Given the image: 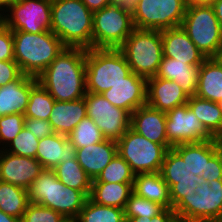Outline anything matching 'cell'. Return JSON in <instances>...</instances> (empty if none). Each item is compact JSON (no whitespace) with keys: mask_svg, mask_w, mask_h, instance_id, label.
I'll list each match as a JSON object with an SVG mask.
<instances>
[{"mask_svg":"<svg viewBox=\"0 0 222 222\" xmlns=\"http://www.w3.org/2000/svg\"><path fill=\"white\" fill-rule=\"evenodd\" d=\"M37 79L55 101L84 98L86 49L65 47Z\"/></svg>","mask_w":222,"mask_h":222,"instance_id":"1","label":"cell"},{"mask_svg":"<svg viewBox=\"0 0 222 222\" xmlns=\"http://www.w3.org/2000/svg\"><path fill=\"white\" fill-rule=\"evenodd\" d=\"M93 12L81 0L51 1V31L65 47L92 48Z\"/></svg>","mask_w":222,"mask_h":222,"instance_id":"2","label":"cell"},{"mask_svg":"<svg viewBox=\"0 0 222 222\" xmlns=\"http://www.w3.org/2000/svg\"><path fill=\"white\" fill-rule=\"evenodd\" d=\"M29 202L51 208L74 222L89 198L64 185L50 169H44L27 189Z\"/></svg>","mask_w":222,"mask_h":222,"instance_id":"3","label":"cell"},{"mask_svg":"<svg viewBox=\"0 0 222 222\" xmlns=\"http://www.w3.org/2000/svg\"><path fill=\"white\" fill-rule=\"evenodd\" d=\"M14 60L22 74L38 77L65 48L51 31L37 34L12 31Z\"/></svg>","mask_w":222,"mask_h":222,"instance_id":"4","label":"cell"},{"mask_svg":"<svg viewBox=\"0 0 222 222\" xmlns=\"http://www.w3.org/2000/svg\"><path fill=\"white\" fill-rule=\"evenodd\" d=\"M131 73L119 49L91 48L86 50V91L101 94Z\"/></svg>","mask_w":222,"mask_h":222,"instance_id":"5","label":"cell"},{"mask_svg":"<svg viewBox=\"0 0 222 222\" xmlns=\"http://www.w3.org/2000/svg\"><path fill=\"white\" fill-rule=\"evenodd\" d=\"M118 49L131 72L146 79L156 76L163 58L161 30L135 28Z\"/></svg>","mask_w":222,"mask_h":222,"instance_id":"6","label":"cell"},{"mask_svg":"<svg viewBox=\"0 0 222 222\" xmlns=\"http://www.w3.org/2000/svg\"><path fill=\"white\" fill-rule=\"evenodd\" d=\"M181 27L206 58L222 49V29L211 5L187 6Z\"/></svg>","mask_w":222,"mask_h":222,"instance_id":"7","label":"cell"},{"mask_svg":"<svg viewBox=\"0 0 222 222\" xmlns=\"http://www.w3.org/2000/svg\"><path fill=\"white\" fill-rule=\"evenodd\" d=\"M195 194L184 197L174 208L178 219L188 222H222V180L203 183Z\"/></svg>","mask_w":222,"mask_h":222,"instance_id":"8","label":"cell"},{"mask_svg":"<svg viewBox=\"0 0 222 222\" xmlns=\"http://www.w3.org/2000/svg\"><path fill=\"white\" fill-rule=\"evenodd\" d=\"M134 29L131 14L108 4L93 12L92 48L118 49Z\"/></svg>","mask_w":222,"mask_h":222,"instance_id":"9","label":"cell"},{"mask_svg":"<svg viewBox=\"0 0 222 222\" xmlns=\"http://www.w3.org/2000/svg\"><path fill=\"white\" fill-rule=\"evenodd\" d=\"M118 154L135 174L160 172L167 149L129 128L117 141Z\"/></svg>","mask_w":222,"mask_h":222,"instance_id":"10","label":"cell"},{"mask_svg":"<svg viewBox=\"0 0 222 222\" xmlns=\"http://www.w3.org/2000/svg\"><path fill=\"white\" fill-rule=\"evenodd\" d=\"M52 0H16L0 15L12 31L37 34L51 30ZM4 15V16H3Z\"/></svg>","mask_w":222,"mask_h":222,"instance_id":"11","label":"cell"},{"mask_svg":"<svg viewBox=\"0 0 222 222\" xmlns=\"http://www.w3.org/2000/svg\"><path fill=\"white\" fill-rule=\"evenodd\" d=\"M184 0H140L132 15L136 29L163 30L181 26Z\"/></svg>","mask_w":222,"mask_h":222,"instance_id":"12","label":"cell"},{"mask_svg":"<svg viewBox=\"0 0 222 222\" xmlns=\"http://www.w3.org/2000/svg\"><path fill=\"white\" fill-rule=\"evenodd\" d=\"M84 99L87 116L105 139L118 141L130 128L131 114L111 104L102 94L86 92Z\"/></svg>","mask_w":222,"mask_h":222,"instance_id":"13","label":"cell"},{"mask_svg":"<svg viewBox=\"0 0 222 222\" xmlns=\"http://www.w3.org/2000/svg\"><path fill=\"white\" fill-rule=\"evenodd\" d=\"M160 174L170 190L172 209L184 198L194 195L195 189L205 181L194 175L187 162L171 148L168 149L162 163Z\"/></svg>","mask_w":222,"mask_h":222,"instance_id":"14","label":"cell"},{"mask_svg":"<svg viewBox=\"0 0 222 222\" xmlns=\"http://www.w3.org/2000/svg\"><path fill=\"white\" fill-rule=\"evenodd\" d=\"M166 137L172 147L178 144L215 139L187 103L166 112Z\"/></svg>","mask_w":222,"mask_h":222,"instance_id":"15","label":"cell"},{"mask_svg":"<svg viewBox=\"0 0 222 222\" xmlns=\"http://www.w3.org/2000/svg\"><path fill=\"white\" fill-rule=\"evenodd\" d=\"M41 163L32 157L0 150V180L28 189L43 171Z\"/></svg>","mask_w":222,"mask_h":222,"instance_id":"16","label":"cell"},{"mask_svg":"<svg viewBox=\"0 0 222 222\" xmlns=\"http://www.w3.org/2000/svg\"><path fill=\"white\" fill-rule=\"evenodd\" d=\"M111 104L132 114L146 105L147 79L131 72L123 81L101 93Z\"/></svg>","mask_w":222,"mask_h":222,"instance_id":"17","label":"cell"},{"mask_svg":"<svg viewBox=\"0 0 222 222\" xmlns=\"http://www.w3.org/2000/svg\"><path fill=\"white\" fill-rule=\"evenodd\" d=\"M161 37L163 57L195 66H200L207 59L181 26L161 30Z\"/></svg>","mask_w":222,"mask_h":222,"instance_id":"18","label":"cell"},{"mask_svg":"<svg viewBox=\"0 0 222 222\" xmlns=\"http://www.w3.org/2000/svg\"><path fill=\"white\" fill-rule=\"evenodd\" d=\"M130 128L151 142L162 144L167 150L172 146L166 137V112L141 106L131 114Z\"/></svg>","mask_w":222,"mask_h":222,"instance_id":"19","label":"cell"},{"mask_svg":"<svg viewBox=\"0 0 222 222\" xmlns=\"http://www.w3.org/2000/svg\"><path fill=\"white\" fill-rule=\"evenodd\" d=\"M189 96L174 81L156 76L147 78V102L154 109L168 112L188 102Z\"/></svg>","mask_w":222,"mask_h":222,"instance_id":"20","label":"cell"},{"mask_svg":"<svg viewBox=\"0 0 222 222\" xmlns=\"http://www.w3.org/2000/svg\"><path fill=\"white\" fill-rule=\"evenodd\" d=\"M38 83L36 77L22 74L17 80L0 86V117L25 114L31 89Z\"/></svg>","mask_w":222,"mask_h":222,"instance_id":"21","label":"cell"},{"mask_svg":"<svg viewBox=\"0 0 222 222\" xmlns=\"http://www.w3.org/2000/svg\"><path fill=\"white\" fill-rule=\"evenodd\" d=\"M117 154V141L104 139L99 143L76 148L75 158L88 176L95 180Z\"/></svg>","mask_w":222,"mask_h":222,"instance_id":"22","label":"cell"},{"mask_svg":"<svg viewBox=\"0 0 222 222\" xmlns=\"http://www.w3.org/2000/svg\"><path fill=\"white\" fill-rule=\"evenodd\" d=\"M76 147L66 135L54 133L39 139L36 159L43 169H54L60 162L75 159Z\"/></svg>","mask_w":222,"mask_h":222,"instance_id":"23","label":"cell"},{"mask_svg":"<svg viewBox=\"0 0 222 222\" xmlns=\"http://www.w3.org/2000/svg\"><path fill=\"white\" fill-rule=\"evenodd\" d=\"M199 67L163 57L156 77L176 82L189 97H192L198 88Z\"/></svg>","mask_w":222,"mask_h":222,"instance_id":"24","label":"cell"},{"mask_svg":"<svg viewBox=\"0 0 222 222\" xmlns=\"http://www.w3.org/2000/svg\"><path fill=\"white\" fill-rule=\"evenodd\" d=\"M86 116L84 98L66 102L55 101L48 121L55 133L68 136Z\"/></svg>","mask_w":222,"mask_h":222,"instance_id":"25","label":"cell"},{"mask_svg":"<svg viewBox=\"0 0 222 222\" xmlns=\"http://www.w3.org/2000/svg\"><path fill=\"white\" fill-rule=\"evenodd\" d=\"M222 147V140L213 139L201 142L178 144L172 149L187 162L194 175L205 173L208 160Z\"/></svg>","mask_w":222,"mask_h":222,"instance_id":"26","label":"cell"},{"mask_svg":"<svg viewBox=\"0 0 222 222\" xmlns=\"http://www.w3.org/2000/svg\"><path fill=\"white\" fill-rule=\"evenodd\" d=\"M132 189L140 197L172 208L170 190L160 172L135 174Z\"/></svg>","mask_w":222,"mask_h":222,"instance_id":"27","label":"cell"},{"mask_svg":"<svg viewBox=\"0 0 222 222\" xmlns=\"http://www.w3.org/2000/svg\"><path fill=\"white\" fill-rule=\"evenodd\" d=\"M196 96L218 103L222 100V65L207 58L199 67Z\"/></svg>","mask_w":222,"mask_h":222,"instance_id":"28","label":"cell"},{"mask_svg":"<svg viewBox=\"0 0 222 222\" xmlns=\"http://www.w3.org/2000/svg\"><path fill=\"white\" fill-rule=\"evenodd\" d=\"M133 183L92 182L89 199L96 204L125 208Z\"/></svg>","mask_w":222,"mask_h":222,"instance_id":"29","label":"cell"},{"mask_svg":"<svg viewBox=\"0 0 222 222\" xmlns=\"http://www.w3.org/2000/svg\"><path fill=\"white\" fill-rule=\"evenodd\" d=\"M187 105L205 129L214 138L222 140V110L219 104L194 95L189 97Z\"/></svg>","mask_w":222,"mask_h":222,"instance_id":"30","label":"cell"},{"mask_svg":"<svg viewBox=\"0 0 222 222\" xmlns=\"http://www.w3.org/2000/svg\"><path fill=\"white\" fill-rule=\"evenodd\" d=\"M56 177L66 186L90 195L92 179L75 159L60 162L54 169Z\"/></svg>","mask_w":222,"mask_h":222,"instance_id":"31","label":"cell"},{"mask_svg":"<svg viewBox=\"0 0 222 222\" xmlns=\"http://www.w3.org/2000/svg\"><path fill=\"white\" fill-rule=\"evenodd\" d=\"M26 189L0 180V210L21 219L29 204Z\"/></svg>","mask_w":222,"mask_h":222,"instance_id":"32","label":"cell"},{"mask_svg":"<svg viewBox=\"0 0 222 222\" xmlns=\"http://www.w3.org/2000/svg\"><path fill=\"white\" fill-rule=\"evenodd\" d=\"M74 222H126L124 209L103 206L87 199L85 205L80 211Z\"/></svg>","mask_w":222,"mask_h":222,"instance_id":"33","label":"cell"},{"mask_svg":"<svg viewBox=\"0 0 222 222\" xmlns=\"http://www.w3.org/2000/svg\"><path fill=\"white\" fill-rule=\"evenodd\" d=\"M54 98L38 82L32 89L29 97L25 118L49 120L54 106Z\"/></svg>","mask_w":222,"mask_h":222,"instance_id":"34","label":"cell"},{"mask_svg":"<svg viewBox=\"0 0 222 222\" xmlns=\"http://www.w3.org/2000/svg\"><path fill=\"white\" fill-rule=\"evenodd\" d=\"M135 173L129 164L117 154L92 182L133 183Z\"/></svg>","mask_w":222,"mask_h":222,"instance_id":"35","label":"cell"},{"mask_svg":"<svg viewBox=\"0 0 222 222\" xmlns=\"http://www.w3.org/2000/svg\"><path fill=\"white\" fill-rule=\"evenodd\" d=\"M67 137L76 148L99 143L105 139L98 126L88 116L83 118Z\"/></svg>","mask_w":222,"mask_h":222,"instance_id":"36","label":"cell"},{"mask_svg":"<svg viewBox=\"0 0 222 222\" xmlns=\"http://www.w3.org/2000/svg\"><path fill=\"white\" fill-rule=\"evenodd\" d=\"M164 209L159 203L140 197L132 192L124 208L125 221L133 217L152 218L160 214Z\"/></svg>","mask_w":222,"mask_h":222,"instance_id":"37","label":"cell"},{"mask_svg":"<svg viewBox=\"0 0 222 222\" xmlns=\"http://www.w3.org/2000/svg\"><path fill=\"white\" fill-rule=\"evenodd\" d=\"M38 143L39 139L24 126L4 150L19 156L36 158Z\"/></svg>","mask_w":222,"mask_h":222,"instance_id":"38","label":"cell"},{"mask_svg":"<svg viewBox=\"0 0 222 222\" xmlns=\"http://www.w3.org/2000/svg\"><path fill=\"white\" fill-rule=\"evenodd\" d=\"M20 222H70L57 211L35 203H29Z\"/></svg>","mask_w":222,"mask_h":222,"instance_id":"39","label":"cell"},{"mask_svg":"<svg viewBox=\"0 0 222 222\" xmlns=\"http://www.w3.org/2000/svg\"><path fill=\"white\" fill-rule=\"evenodd\" d=\"M24 126V114H8L0 117V143H2V149L6 148V145L19 134Z\"/></svg>","mask_w":222,"mask_h":222,"instance_id":"40","label":"cell"},{"mask_svg":"<svg viewBox=\"0 0 222 222\" xmlns=\"http://www.w3.org/2000/svg\"><path fill=\"white\" fill-rule=\"evenodd\" d=\"M0 60H14V41L12 30L0 20Z\"/></svg>","mask_w":222,"mask_h":222,"instance_id":"41","label":"cell"},{"mask_svg":"<svg viewBox=\"0 0 222 222\" xmlns=\"http://www.w3.org/2000/svg\"><path fill=\"white\" fill-rule=\"evenodd\" d=\"M201 177L208 182L222 180V147L208 160L205 173Z\"/></svg>","mask_w":222,"mask_h":222,"instance_id":"42","label":"cell"},{"mask_svg":"<svg viewBox=\"0 0 222 222\" xmlns=\"http://www.w3.org/2000/svg\"><path fill=\"white\" fill-rule=\"evenodd\" d=\"M25 127L38 139H42L55 133L48 120L25 118Z\"/></svg>","mask_w":222,"mask_h":222,"instance_id":"43","label":"cell"},{"mask_svg":"<svg viewBox=\"0 0 222 222\" xmlns=\"http://www.w3.org/2000/svg\"><path fill=\"white\" fill-rule=\"evenodd\" d=\"M22 72L15 60H0V86L17 80Z\"/></svg>","mask_w":222,"mask_h":222,"instance_id":"44","label":"cell"},{"mask_svg":"<svg viewBox=\"0 0 222 222\" xmlns=\"http://www.w3.org/2000/svg\"><path fill=\"white\" fill-rule=\"evenodd\" d=\"M177 219L178 217L172 208H165L160 214L152 218L133 217L126 222H175Z\"/></svg>","mask_w":222,"mask_h":222,"instance_id":"45","label":"cell"},{"mask_svg":"<svg viewBox=\"0 0 222 222\" xmlns=\"http://www.w3.org/2000/svg\"><path fill=\"white\" fill-rule=\"evenodd\" d=\"M84 5L92 12L101 10L109 4V0H81Z\"/></svg>","mask_w":222,"mask_h":222,"instance_id":"46","label":"cell"},{"mask_svg":"<svg viewBox=\"0 0 222 222\" xmlns=\"http://www.w3.org/2000/svg\"><path fill=\"white\" fill-rule=\"evenodd\" d=\"M139 1L140 0H125V2L122 3L119 8L122 11L128 12L129 14L133 15L136 11Z\"/></svg>","mask_w":222,"mask_h":222,"instance_id":"47","label":"cell"},{"mask_svg":"<svg viewBox=\"0 0 222 222\" xmlns=\"http://www.w3.org/2000/svg\"><path fill=\"white\" fill-rule=\"evenodd\" d=\"M211 6L222 29V0H215Z\"/></svg>","mask_w":222,"mask_h":222,"instance_id":"48","label":"cell"},{"mask_svg":"<svg viewBox=\"0 0 222 222\" xmlns=\"http://www.w3.org/2000/svg\"><path fill=\"white\" fill-rule=\"evenodd\" d=\"M215 0H184L186 6L211 5Z\"/></svg>","mask_w":222,"mask_h":222,"instance_id":"49","label":"cell"},{"mask_svg":"<svg viewBox=\"0 0 222 222\" xmlns=\"http://www.w3.org/2000/svg\"><path fill=\"white\" fill-rule=\"evenodd\" d=\"M0 222H20V219L7 215L0 210Z\"/></svg>","mask_w":222,"mask_h":222,"instance_id":"50","label":"cell"},{"mask_svg":"<svg viewBox=\"0 0 222 222\" xmlns=\"http://www.w3.org/2000/svg\"><path fill=\"white\" fill-rule=\"evenodd\" d=\"M16 0H0V15L4 13L10 5H12Z\"/></svg>","mask_w":222,"mask_h":222,"instance_id":"51","label":"cell"},{"mask_svg":"<svg viewBox=\"0 0 222 222\" xmlns=\"http://www.w3.org/2000/svg\"><path fill=\"white\" fill-rule=\"evenodd\" d=\"M124 2L125 0H109V4H114L117 5L118 7Z\"/></svg>","mask_w":222,"mask_h":222,"instance_id":"52","label":"cell"},{"mask_svg":"<svg viewBox=\"0 0 222 222\" xmlns=\"http://www.w3.org/2000/svg\"><path fill=\"white\" fill-rule=\"evenodd\" d=\"M220 64L222 65V49L219 51V53L217 54V56L215 57Z\"/></svg>","mask_w":222,"mask_h":222,"instance_id":"53","label":"cell"},{"mask_svg":"<svg viewBox=\"0 0 222 222\" xmlns=\"http://www.w3.org/2000/svg\"><path fill=\"white\" fill-rule=\"evenodd\" d=\"M175 222H188V221L177 219Z\"/></svg>","mask_w":222,"mask_h":222,"instance_id":"54","label":"cell"},{"mask_svg":"<svg viewBox=\"0 0 222 222\" xmlns=\"http://www.w3.org/2000/svg\"><path fill=\"white\" fill-rule=\"evenodd\" d=\"M218 104H219V106H220V108H221V110H222V100L219 101Z\"/></svg>","mask_w":222,"mask_h":222,"instance_id":"55","label":"cell"}]
</instances>
